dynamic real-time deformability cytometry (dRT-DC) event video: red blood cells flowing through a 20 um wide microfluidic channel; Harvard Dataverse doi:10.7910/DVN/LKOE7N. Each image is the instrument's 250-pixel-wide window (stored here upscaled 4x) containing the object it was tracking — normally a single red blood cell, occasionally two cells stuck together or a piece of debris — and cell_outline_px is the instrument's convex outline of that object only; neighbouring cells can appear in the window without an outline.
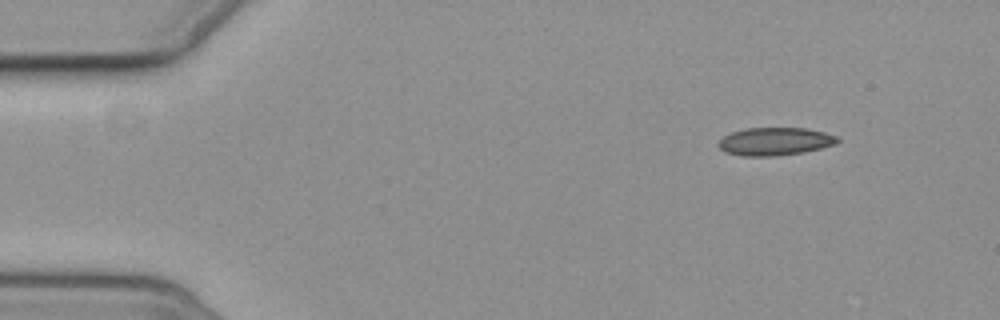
{"species": "common noctule bat (a hibernating species)", "species_latin": "Nyctalus noctula", "temperature_condition": "cold", "stored_images_in_passage": 4, "camera_frame_rate_fps": 3000, "um_per_image_px": 0.085, "animal": {"sex": "female", "body_mass_g": 19.3, "forearm_length_mm": 54.1}, "frame": {"image": 1, "passage_image": 1, "time_ms": 0.0, "image_size_px": [1000, 320], "cell_outline_px": [[840, 140], [836, 144], [804, 152], [776, 156], [740, 156], [724, 152], [716, 144], [724, 136], [732, 132], [744, 128], [804, 128], [824, 132], [836, 136]], "centroid_in_image_um": [65.84, 12.03], "position_along_channel_um": 19.2, "area_um2": 19.42}}
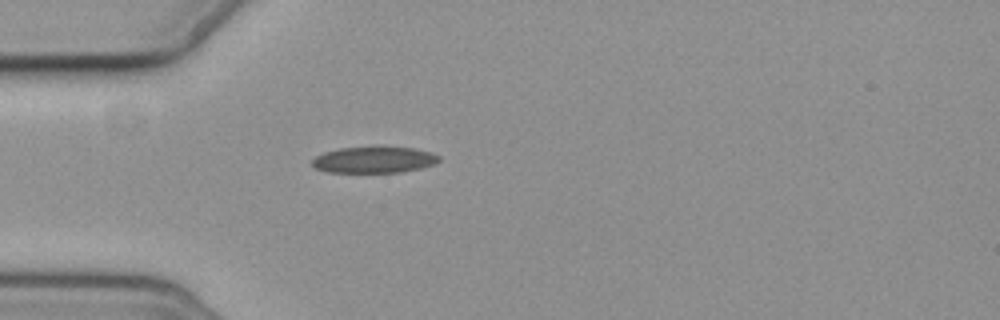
{"frame": {"image": 2, "passage_image": 4, "time_ms": 3.333, "image_size_px": [1000, 320], "cell_outline_px": [[440, 160], [436, 164], [420, 168], [400, 172], [328, 172], [316, 168], [312, 164], [312, 160], [316, 156], [324, 152], [340, 148], [376, 144], [412, 148], [432, 152], [440, 156]], "centroid_in_image_um": [31.83, 13.54], "position_along_channel_um": 53.2, "area_um2": 20.11}}